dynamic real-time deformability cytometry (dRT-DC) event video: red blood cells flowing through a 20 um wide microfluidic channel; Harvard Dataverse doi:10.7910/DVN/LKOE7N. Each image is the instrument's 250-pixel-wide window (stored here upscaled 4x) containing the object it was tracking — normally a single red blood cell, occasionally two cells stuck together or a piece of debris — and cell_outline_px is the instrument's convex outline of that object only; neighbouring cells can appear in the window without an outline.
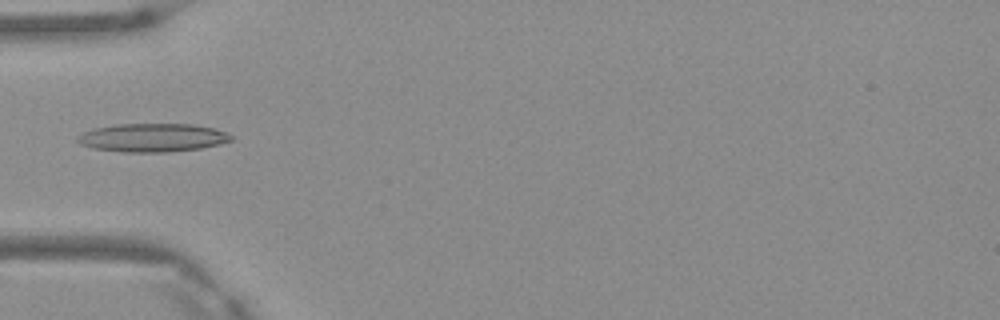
{"species": "Egyptian fruit bat (a non-hibernating species)", "species_latin": "Rousettus aegyptiacus", "temperature_condition": "warm", "stored_images_in_passage": 3, "camera_frame_rate_fps": 3000, "um_per_image_px": 0.085, "frame": {"image": 1, "passage_image": 3, "time_ms": 0.667, "image_size_px": [1000, 320], "cell_outline_px": [[232, 140], [220, 144], [200, 148], [168, 152], [124, 152], [92, 148], [80, 144], [76, 140], [76, 136], [92, 128], [116, 124], [192, 124], [216, 128], [232, 136]], "centroid_in_image_um": [12.93, 11.7], "position_along_channel_um": 72.1, "area_um2": 25.55}}